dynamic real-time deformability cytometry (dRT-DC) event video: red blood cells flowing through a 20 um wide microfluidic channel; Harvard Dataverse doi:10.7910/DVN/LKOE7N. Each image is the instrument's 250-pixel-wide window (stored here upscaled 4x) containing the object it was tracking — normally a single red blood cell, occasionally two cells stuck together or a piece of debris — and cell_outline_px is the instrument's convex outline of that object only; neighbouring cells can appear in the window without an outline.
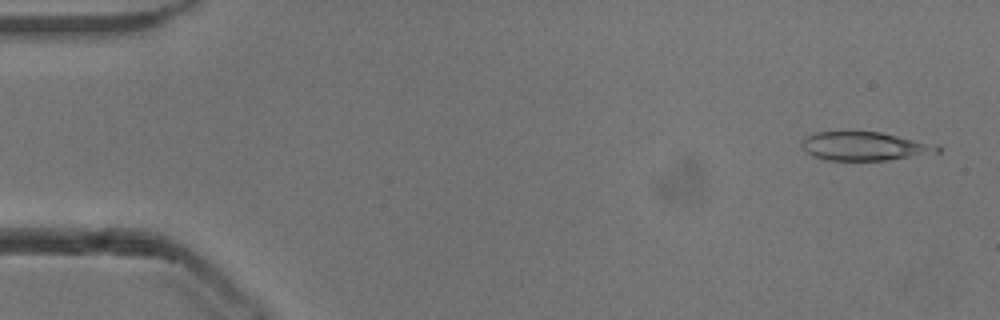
{"species": "common noctule bat (a hibernating species)", "species_latin": "Nyctalus noctula", "temperature_condition": "cold", "stored_images_in_passage": 4, "camera_frame_rate_fps": 3000, "um_per_image_px": 0.085, "animal": {"sex": "male", "body_mass_g": 13.3}, "frame": {"image": 1, "passage_image": 2, "time_ms": 0.333, "image_size_px": [1000, 320], "cell_outline_px": [[940, 152], [884, 160], [824, 160], [812, 156], [800, 144], [804, 136], [816, 132], [880, 132], [940, 144]], "centroid_in_image_um": [73.5, 12.42], "position_along_channel_um": 11.5, "area_um2": 22.66}}